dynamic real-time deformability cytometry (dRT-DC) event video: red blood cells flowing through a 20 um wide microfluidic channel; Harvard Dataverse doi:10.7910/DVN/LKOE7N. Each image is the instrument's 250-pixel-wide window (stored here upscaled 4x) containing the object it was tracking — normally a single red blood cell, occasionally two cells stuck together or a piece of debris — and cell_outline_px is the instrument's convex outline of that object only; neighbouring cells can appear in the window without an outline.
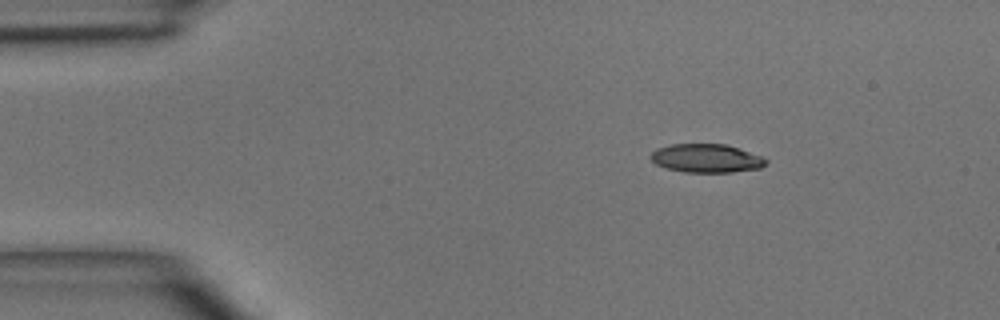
{"species": "common noctule bat (a hibernating species)", "species_latin": "Nyctalus noctula", "temperature_condition": "room temperature", "stored_images_in_passage": 3, "camera_frame_rate_fps": 3000, "um_per_image_px": 0.085, "animal": {"sex": "male", "body_mass_g": 15.6}, "frame": {"image": 1, "passage_image": 1, "time_ms": 0.0, "image_size_px": [1000, 320], "cell_outline_px": [[768, 160], [760, 168], [732, 172], [684, 172], [668, 168], [656, 164], [648, 156], [656, 148], [672, 144], [728, 144], [760, 156]], "centroid_in_image_um": [60.01, 13.44], "position_along_channel_um": 25.0, "area_um2": 19.07}}
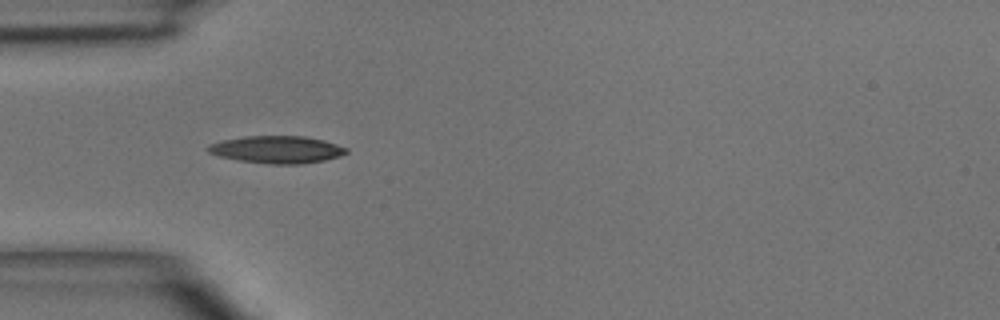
{"frame": {"image": 2, "passage_image": 3, "time_ms": 2.333, "image_size_px": [1000, 320], "cell_outline_px": [[348, 152], [340, 156], [324, 160], [300, 164], [272, 164], [240, 160], [220, 156], [208, 152], [204, 148], [208, 144], [220, 140], [244, 136], [304, 136], [324, 140], [348, 148]], "centroid_in_image_um": [23.51, 12.7], "position_along_channel_um": 61.5, "area_um2": 22.08}}